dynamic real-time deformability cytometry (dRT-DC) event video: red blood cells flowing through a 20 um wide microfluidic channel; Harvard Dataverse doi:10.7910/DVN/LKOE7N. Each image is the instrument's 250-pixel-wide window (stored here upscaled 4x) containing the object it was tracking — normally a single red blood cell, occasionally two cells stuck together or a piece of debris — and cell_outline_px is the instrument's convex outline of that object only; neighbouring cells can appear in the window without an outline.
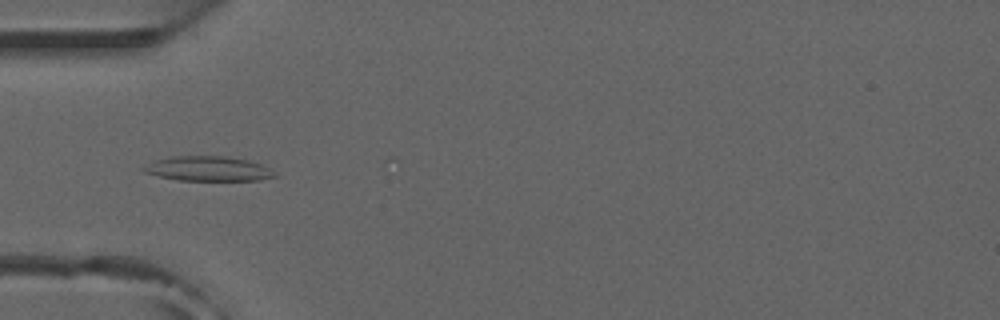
{"species": "common noctule bat (a hibernating species)", "species_latin": "Nyctalus noctula", "temperature_condition": "room temperature", "stored_images_in_passage": 19, "camera_frame_rate_fps": 3000, "um_per_image_px": 0.085, "animal": {"sex": "male", "forearm_length_mm": 52.5}, "frame": {"image": 1, "passage_image": 13, "time_ms": 4.0, "image_size_px": [1000, 320], "cell_outline_px": [[276, 176], [260, 180], [180, 180], [160, 176], [144, 172], [140, 168], [156, 160], [172, 156], [224, 156], [248, 160], [260, 164], [276, 172]], "centroid_in_image_um": [17.7, 14.34], "position_along_channel_um": 67.3, "area_um2": 18.67}}
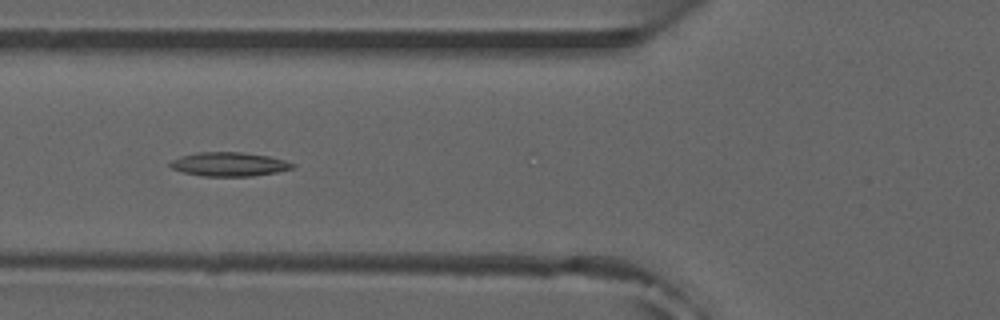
{"frame": {"image": 2, "passage_image": 16, "time_ms": 5.0, "image_size_px": [1000, 320], "cell_outline_px": [[296, 168], [276, 172], [252, 176], [200, 176], [184, 172], [172, 168], [168, 164], [172, 160], [180, 156], [196, 152], [240, 152], [268, 156], [284, 160], [296, 164]], "centroid_in_image_um": [19.48, 13.96], "position_along_channel_um": 106.3, "area_um2": 17.11}}